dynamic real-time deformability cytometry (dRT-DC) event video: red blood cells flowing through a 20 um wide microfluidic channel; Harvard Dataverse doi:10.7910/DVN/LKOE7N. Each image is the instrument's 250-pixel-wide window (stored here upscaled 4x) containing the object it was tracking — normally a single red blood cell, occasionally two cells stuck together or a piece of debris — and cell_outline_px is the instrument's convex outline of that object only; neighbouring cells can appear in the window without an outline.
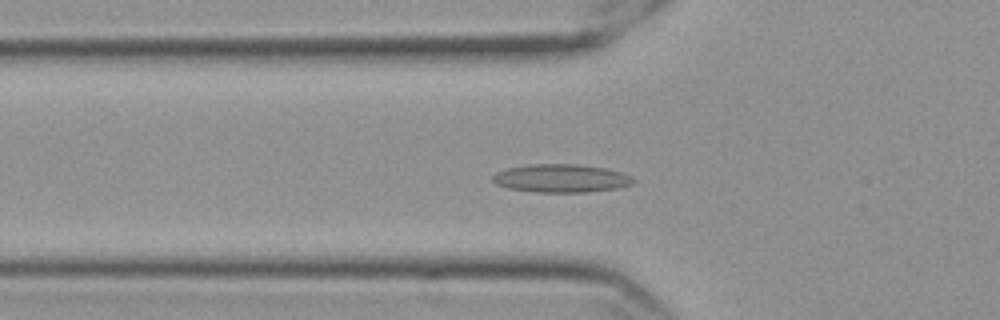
{"species": "Egyptian fruit bat (a non-hibernating species)", "species_latin": "Rousettus aegyptiacus", "temperature_condition": "cold", "stored_images_in_passage": 49, "camera_frame_rate_fps": 3000, "um_per_image_px": 0.085, "frame": {"image": 1, "passage_image": 18, "time_ms": 5.667, "image_size_px": [1000, 320], "cell_outline_px": [[636, 180], [632, 184], [616, 188], [588, 192], [536, 192], [508, 188], [496, 184], [492, 180], [492, 176], [496, 172], [508, 168], [532, 164], [576, 164], [604, 168], [620, 172], [632, 176]], "centroid_in_image_um": [47.69, 15.16], "position_along_channel_um": 78.1, "area_um2": 23.0}}
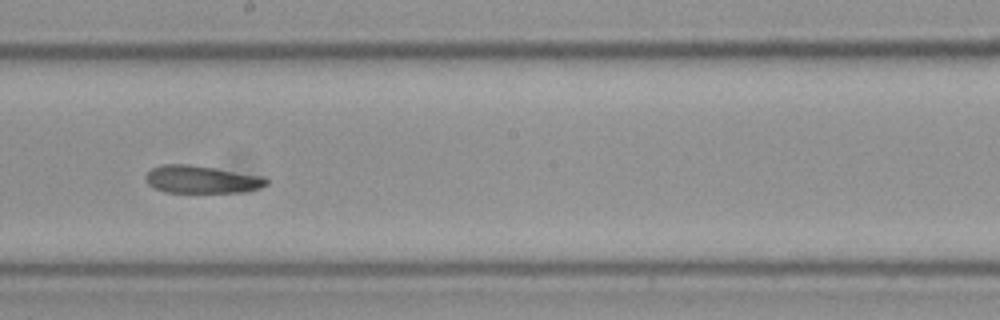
{"frame": {"image": 2, "passage_image": 31, "time_ms": 10.0, "image_size_px": [1000, 320], "cell_outline_px": [[268, 184], [260, 188], [236, 192], [164, 192], [148, 184], [144, 176], [152, 168], [160, 164], [188, 164], [260, 176], [268, 180]], "centroid_in_image_um": [17.07, 15.25], "position_along_channel_um": 231.1, "area_um2": 19.07}}
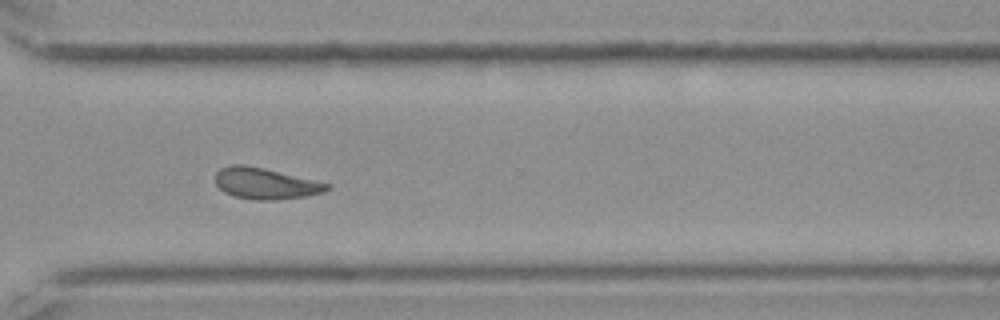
{"frame": {"image": 3, "passage_image": 41, "time_ms": 13.333, "image_size_px": [1000, 320], "cell_outline_px": [[332, 188], [324, 192], [304, 196], [276, 200], [256, 200], [236, 196], [224, 192], [216, 184], [216, 172], [220, 168], [232, 164], [244, 164], [264, 168], [332, 184]], "centroid_in_image_um": [22.59, 15.59], "position_along_channel_um": 348.0, "area_um2": 20.29}, "authors_computed_cell_mechanics": {"area_um2": 20.6346, "velocity_mm_per_s": 3.5071, "shape_relaxation_time_tau1_ms": null, "shape_relaxation_time_tau2_ms": 4.1925, "deformation_change_tau1": null, "deformation_change_tau2": 0.1176}}